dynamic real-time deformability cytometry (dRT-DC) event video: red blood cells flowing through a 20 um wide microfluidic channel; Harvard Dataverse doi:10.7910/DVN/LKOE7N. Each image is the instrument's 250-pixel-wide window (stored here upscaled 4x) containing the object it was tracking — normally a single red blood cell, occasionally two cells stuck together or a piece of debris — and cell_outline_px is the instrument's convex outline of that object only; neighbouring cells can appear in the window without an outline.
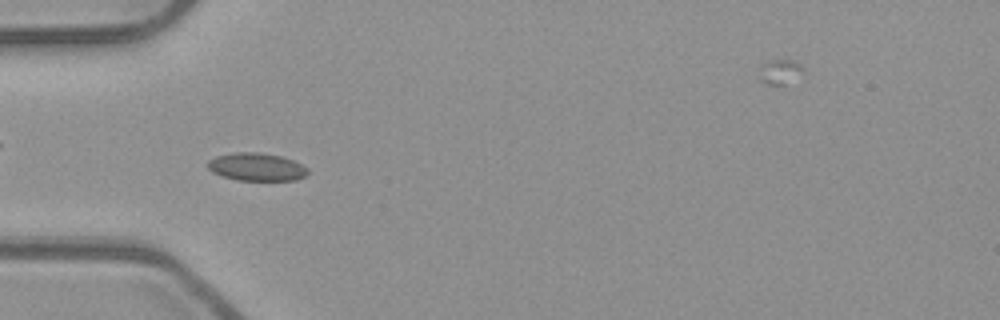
{"species": "common noctule bat (a hibernating species)", "species_latin": "Nyctalus noctula", "temperature_condition": "room temperature", "stored_images_in_passage": 54, "camera_frame_rate_fps": 3000, "um_per_image_px": 0.085, "animal": {"sex": "male", "body_mass_g": 23.1, "forearm_length_mm": 52.7}, "frame": {"image": 1, "passage_image": 17, "time_ms": 5.333, "image_size_px": [1000, 320], "cell_outline_px": [[308, 172], [304, 176], [296, 180], [236, 180], [212, 172], [208, 168], [208, 160], [216, 156], [236, 152], [260, 152], [280, 156], [292, 160], [308, 168]], "centroid_in_image_um": [21.79, 14.18], "position_along_channel_um": 63.2, "area_um2": 16.13}}
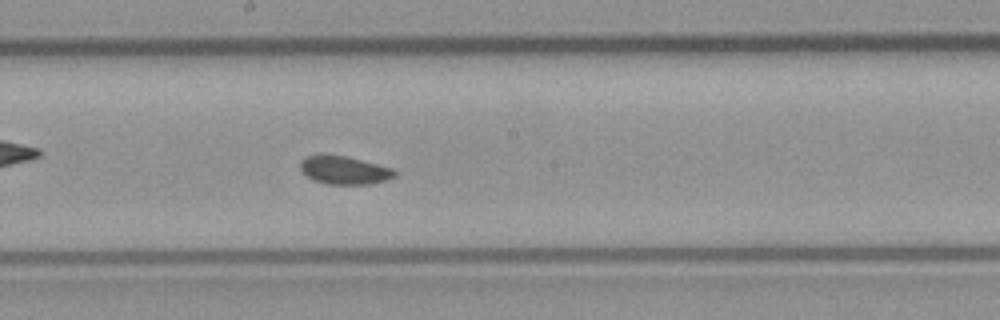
{"frame": {"image": 2, "passage_image": 29, "time_ms": 9.333, "image_size_px": [1000, 320], "cell_outline_px": [[396, 176], [388, 180], [372, 184], [328, 184], [316, 180], [300, 172], [300, 160], [304, 156], [316, 152], [324, 152], [344, 156], [392, 168], [396, 172]], "centroid_in_image_um": [29.19, 14.43], "position_along_channel_um": 219.0, "area_um2": 15.9}}
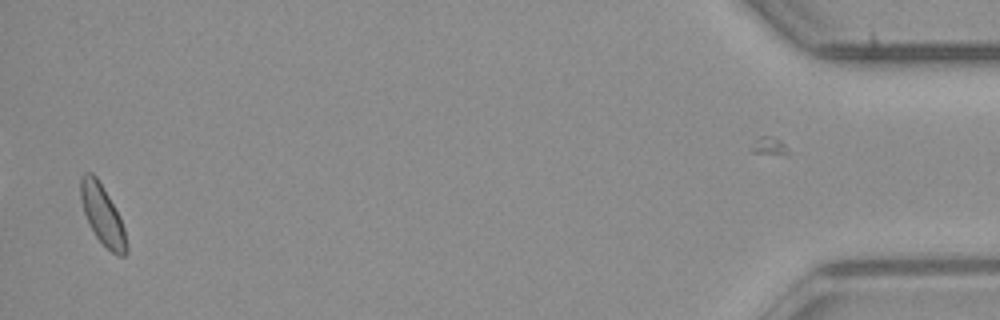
{"frame": {"image": 3, "passage_image": 52, "time_ms": 17.0, "image_size_px": [1000, 320], "cell_outline_px": [[128, 252], [124, 256], [116, 256], [96, 236], [88, 224], [80, 200], [80, 176], [84, 172], [92, 172], [96, 176], [120, 216], [124, 228], [128, 248]], "centroid_in_image_um": [8.7, 18.26], "position_along_channel_um": 426.5, "area_um2": 15.95}}